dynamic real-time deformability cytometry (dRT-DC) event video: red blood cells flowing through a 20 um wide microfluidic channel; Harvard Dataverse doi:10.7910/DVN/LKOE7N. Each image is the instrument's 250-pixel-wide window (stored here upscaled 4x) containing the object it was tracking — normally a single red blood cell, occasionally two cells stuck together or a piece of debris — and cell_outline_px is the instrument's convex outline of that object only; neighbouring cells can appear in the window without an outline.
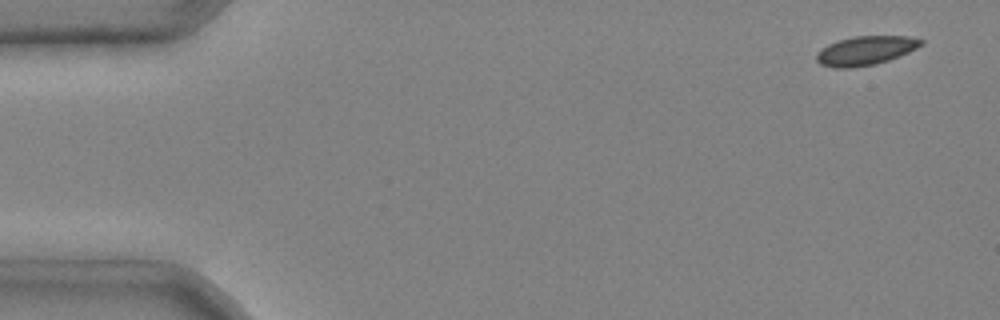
{"species": "common noctule bat (a hibernating species)", "species_latin": "Nyctalus noctula", "temperature_condition": "cold", "stored_images_in_passage": 5, "camera_frame_rate_fps": 3000, "um_per_image_px": 0.085, "animal": {"sex": "male", "body_mass_g": 20.4}, "frame": {"image": 1, "passage_image": 1, "time_ms": 0.0, "image_size_px": [1000, 320], "cell_outline_px": [[924, 44], [908, 52], [888, 60], [876, 64], [848, 68], [832, 68], [820, 64], [816, 60], [816, 52], [828, 44], [840, 40], [856, 36], [908, 36], [924, 40]], "centroid_in_image_um": [73.55, 4.3], "position_along_channel_um": 11.4, "area_um2": 17.63}}